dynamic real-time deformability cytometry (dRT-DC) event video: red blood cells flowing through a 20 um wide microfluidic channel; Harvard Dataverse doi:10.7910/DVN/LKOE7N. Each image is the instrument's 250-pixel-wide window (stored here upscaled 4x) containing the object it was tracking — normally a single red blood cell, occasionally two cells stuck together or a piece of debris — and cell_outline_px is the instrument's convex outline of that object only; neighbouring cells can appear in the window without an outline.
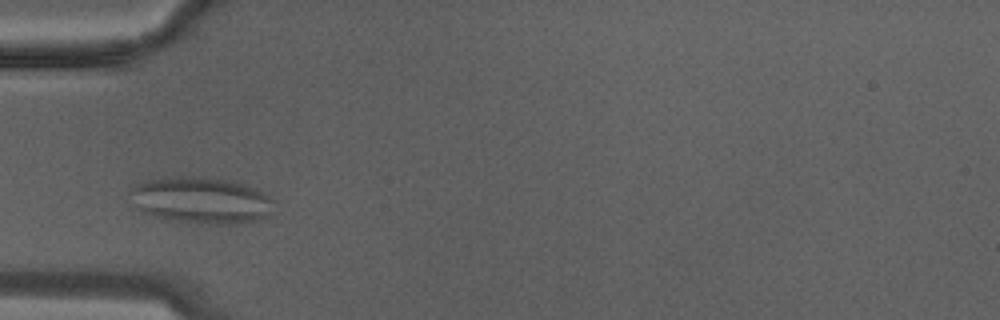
{"species": "Egyptian fruit bat (a non-hibernating species)", "species_latin": "Rousettus aegyptiacus", "temperature_condition": "warm", "stored_images_in_passage": 14, "camera_frame_rate_fps": 3000, "um_per_image_px": 0.085, "animal": {"sex": "male"}, "frame": {"image": 1, "passage_image": 5, "time_ms": 1.333, "image_size_px": [1000, 320], "cell_outline_px": [[276, 200], [272, 212], [260, 220], [232, 224], [196, 224], [156, 216], [144, 212], [136, 208], [132, 192], [132, 188], [136, 184], [144, 180], [164, 176], [200, 176], [228, 180], [244, 184]], "centroid_in_image_um": [17.12, 17.01], "position_along_channel_um": 67.9, "area_um2": 39.07}}
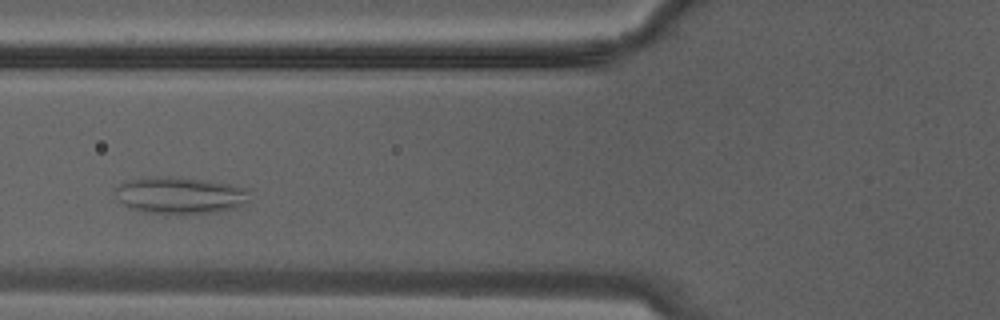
{"frame": {"image": 2, "passage_image": 7, "time_ms": 2.0, "image_size_px": [1000, 320], "cell_outline_px": [[248, 200], [244, 204], [236, 208], [216, 212], [144, 212], [128, 208], [112, 192], [112, 188], [124, 180], [148, 176], [180, 176], [228, 184], [244, 188], [248, 192]], "centroid_in_image_um": [15.2, 16.56], "position_along_channel_um": 110.6, "area_um2": 28.84}}